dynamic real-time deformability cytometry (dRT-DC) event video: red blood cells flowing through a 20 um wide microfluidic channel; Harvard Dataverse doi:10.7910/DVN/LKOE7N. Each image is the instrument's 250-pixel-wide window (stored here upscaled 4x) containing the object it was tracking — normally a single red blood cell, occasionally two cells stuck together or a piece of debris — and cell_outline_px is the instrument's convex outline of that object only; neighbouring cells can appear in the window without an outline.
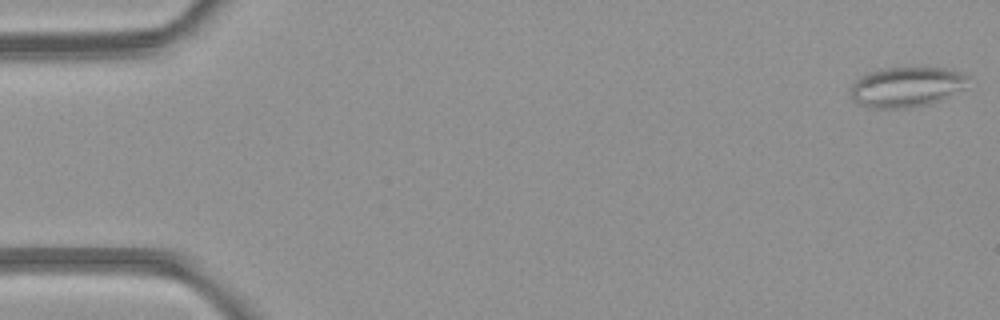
{"species": "common noctule bat (a hibernating species)", "species_latin": "Nyctalus noctula", "temperature_condition": "room temperature", "stored_images_in_passage": 4, "camera_frame_rate_fps": 3000, "um_per_image_px": 0.085, "animal": {"sex": "female", "body_mass_g": 21.9}, "frame": {"image": 1, "passage_image": 1, "time_ms": 0.0, "image_size_px": [1000, 320], "cell_outline_px": [[972, 76], [964, 88], [940, 100], [928, 104], [908, 108], [868, 108], [856, 104], [852, 100], [852, 84], [856, 80], [868, 72], [880, 68], [944, 68], [960, 72]], "centroid_in_image_um": [77.05, 7.39], "position_along_channel_um": 8.0, "area_um2": 27.57}}